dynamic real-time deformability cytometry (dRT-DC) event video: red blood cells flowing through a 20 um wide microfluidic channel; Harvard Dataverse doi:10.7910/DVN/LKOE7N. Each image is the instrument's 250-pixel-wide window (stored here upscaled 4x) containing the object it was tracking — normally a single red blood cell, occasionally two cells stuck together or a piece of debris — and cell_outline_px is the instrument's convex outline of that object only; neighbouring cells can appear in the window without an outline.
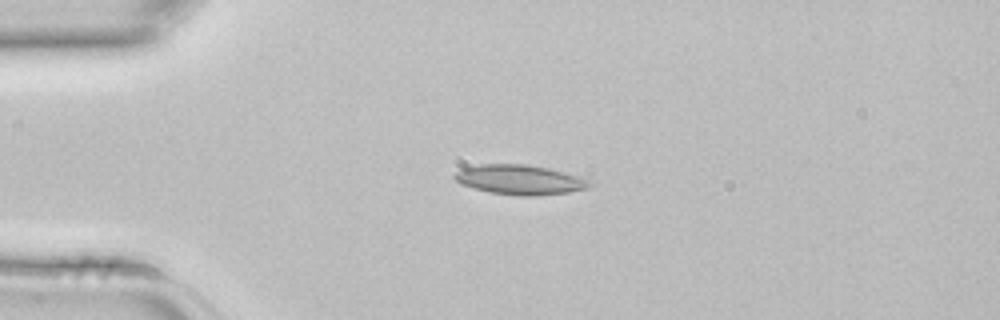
{"species": "common noctule bat (a hibernating species)", "species_latin": "Nyctalus noctula", "temperature_condition": "room temperature", "stored_images_in_passage": 3, "camera_frame_rate_fps": 3000, "um_per_image_px": 0.085, "animal": {"sex": "female", "body_mass_g": 22.7, "forearm_length_mm": 54.2}, "frame": {"image": 1, "passage_image": 2, "time_ms": 0.333, "image_size_px": [1000, 320], "cell_outline_px": [[596, 184], [588, 188], [568, 192], [536, 196], [520, 196], [488, 192], [472, 188], [460, 184], [452, 176], [456, 172], [464, 168], [480, 164], [524, 164], [548, 168], [596, 180]], "centroid_in_image_um": [44.26, 15.28], "position_along_channel_um": 40.7, "area_um2": 23.76}}
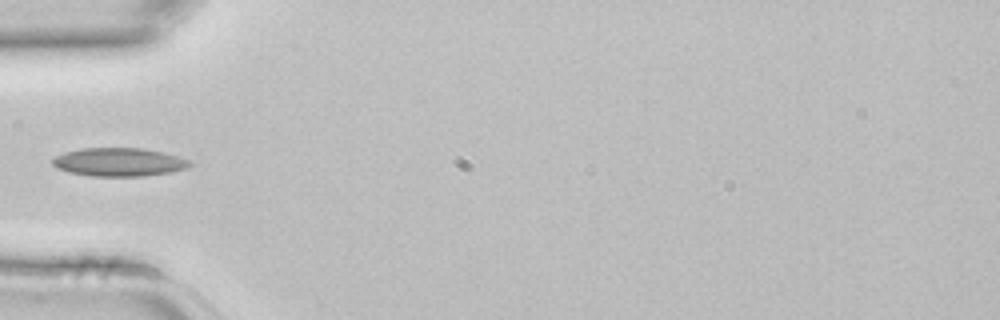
{"frame": {"image": 2, "passage_image": 3, "time_ms": 0.667, "image_size_px": [1000, 320], "cell_outline_px": [[192, 164], [188, 168], [168, 172], [144, 176], [92, 176], [72, 172], [56, 168], [52, 164], [52, 160], [56, 156], [64, 152], [84, 148], [144, 148], [164, 152], [188, 160]], "centroid_in_image_um": [10.11, 13.77], "position_along_channel_um": 74.9, "area_um2": 22.54}}